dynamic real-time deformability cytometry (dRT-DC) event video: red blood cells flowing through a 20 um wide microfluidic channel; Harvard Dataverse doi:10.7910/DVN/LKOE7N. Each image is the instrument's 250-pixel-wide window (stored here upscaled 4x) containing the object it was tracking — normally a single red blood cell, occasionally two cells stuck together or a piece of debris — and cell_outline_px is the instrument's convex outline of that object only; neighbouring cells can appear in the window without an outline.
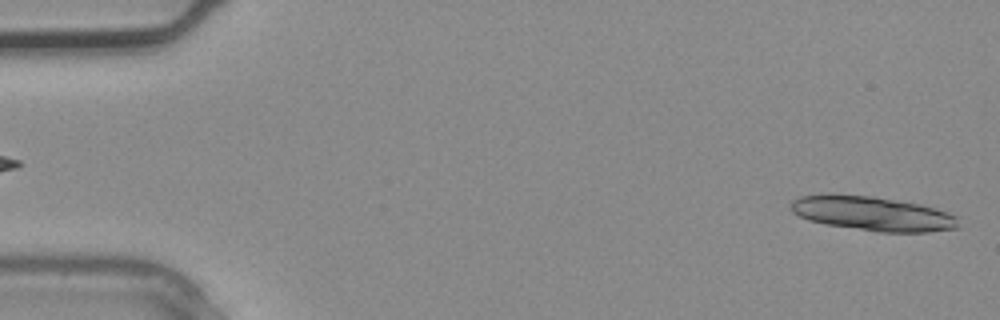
{"species": "common noctule bat (a hibernating species)", "species_latin": "Nyctalus noctula", "temperature_condition": "warm", "stored_images_in_passage": 3, "segment_of_instrument_passage": [2, 2], "camera_frame_rate_fps": 3000, "um_per_image_px": 0.085, "animal": {"sex": "male", "body_mass_g": 20.4}, "frame": {"image": 1, "passage_image": 3, "time_ms": 0.667, "image_size_px": [1000, 320], "cell_outline_px": [[960, 228], [928, 232], [880, 232], [824, 224], [808, 220], [792, 212], [788, 208], [788, 204], [792, 200], [800, 196], [828, 192], [832, 192], [872, 196], [920, 204], [936, 208], [960, 216]], "centroid_in_image_um": [74.15, 18.13], "position_along_channel_um": 10.9, "area_um2": 34.51}}